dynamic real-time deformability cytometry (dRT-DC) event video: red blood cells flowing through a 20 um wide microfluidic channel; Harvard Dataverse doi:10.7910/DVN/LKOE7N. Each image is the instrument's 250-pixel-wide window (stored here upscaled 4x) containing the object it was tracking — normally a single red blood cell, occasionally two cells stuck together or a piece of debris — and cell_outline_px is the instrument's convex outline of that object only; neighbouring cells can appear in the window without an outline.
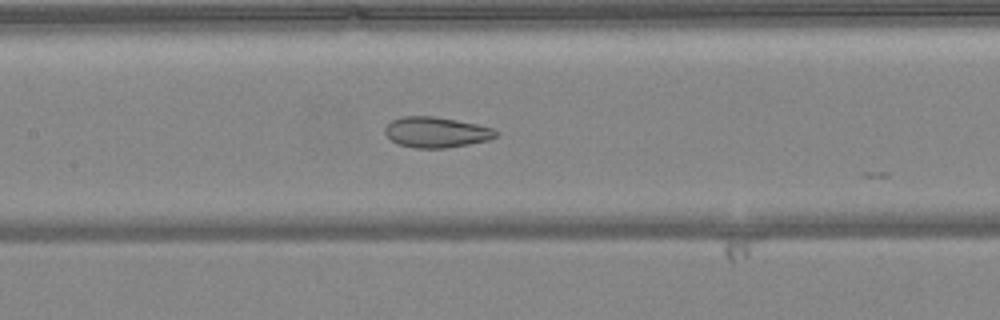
{"species": "common noctule bat (a hibernating species)", "species_latin": "Nyctalus noctula", "temperature_condition": "warm", "stored_images_in_passage": 25, "camera_frame_rate_fps": 3000, "um_per_image_px": 0.085, "animal": {"sex": "female", "body_mass_g": 24.6, "forearm_length_mm": 56.2}, "frame": {"image": 1, "passage_image": 24, "time_ms": 7.667, "image_size_px": [1000, 320], "cell_outline_px": [[500, 132], [496, 136], [488, 140], [468, 144], [444, 148], [416, 148], [400, 144], [392, 140], [384, 132], [384, 128], [392, 120], [404, 116], [432, 116], [456, 120], [496, 128]], "centroid_in_image_um": [37.11, 11.23], "position_along_channel_um": 170.3, "area_um2": 19.65}}